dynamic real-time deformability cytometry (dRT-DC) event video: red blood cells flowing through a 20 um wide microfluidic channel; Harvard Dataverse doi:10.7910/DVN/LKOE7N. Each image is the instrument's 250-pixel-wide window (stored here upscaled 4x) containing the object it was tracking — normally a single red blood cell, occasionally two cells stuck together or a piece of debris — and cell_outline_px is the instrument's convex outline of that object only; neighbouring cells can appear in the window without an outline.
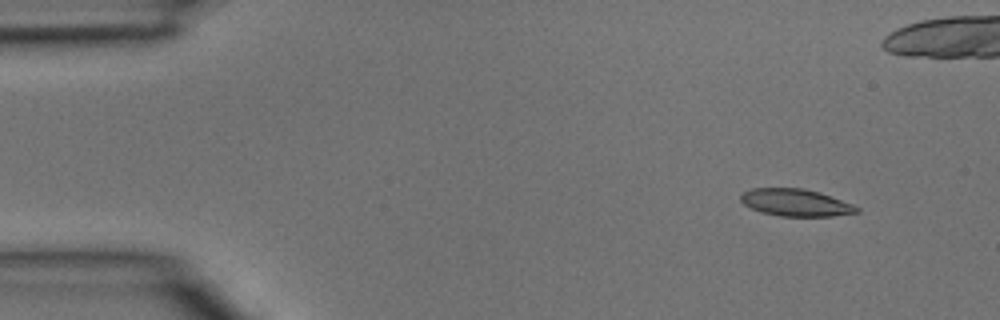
{"species": "common noctule bat (a hibernating species)", "species_latin": "Nyctalus noctula", "temperature_condition": "room temperature", "stored_images_in_passage": 4, "camera_frame_rate_fps": 3000, "um_per_image_px": 0.085, "animal": {"sex": "male", "body_mass_g": 15.6}, "frame": {"image": 1, "passage_image": 1, "time_ms": 0.0, "image_size_px": [1000, 320], "cell_outline_px": [[860, 212], [832, 216], [780, 216], [764, 212], [752, 208], [744, 204], [740, 200], [740, 196], [744, 192], [752, 188], [804, 188], [820, 192], [852, 204], [860, 208]], "centroid_in_image_um": [67.66, 17.21], "position_along_channel_um": 17.3, "area_um2": 18.26}}